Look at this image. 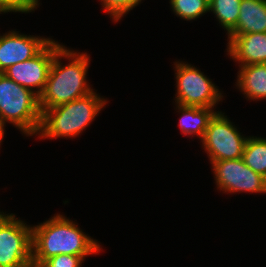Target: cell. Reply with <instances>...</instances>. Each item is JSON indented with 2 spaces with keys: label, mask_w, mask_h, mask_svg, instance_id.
Segmentation results:
<instances>
[{
  "label": "cell",
  "mask_w": 266,
  "mask_h": 267,
  "mask_svg": "<svg viewBox=\"0 0 266 267\" xmlns=\"http://www.w3.org/2000/svg\"><path fill=\"white\" fill-rule=\"evenodd\" d=\"M96 241L80 230L78 224L57 214L32 227V265L39 267L45 260L60 254H97L101 248Z\"/></svg>",
  "instance_id": "1"
},
{
  "label": "cell",
  "mask_w": 266,
  "mask_h": 267,
  "mask_svg": "<svg viewBox=\"0 0 266 267\" xmlns=\"http://www.w3.org/2000/svg\"><path fill=\"white\" fill-rule=\"evenodd\" d=\"M61 58H67L68 65H62ZM89 62L86 53H77L64 45L55 53L44 90L39 95L41 113L93 92L86 81Z\"/></svg>",
  "instance_id": "2"
},
{
  "label": "cell",
  "mask_w": 266,
  "mask_h": 267,
  "mask_svg": "<svg viewBox=\"0 0 266 267\" xmlns=\"http://www.w3.org/2000/svg\"><path fill=\"white\" fill-rule=\"evenodd\" d=\"M106 100L94 91L41 113L39 138L75 137L95 120Z\"/></svg>",
  "instance_id": "3"
},
{
  "label": "cell",
  "mask_w": 266,
  "mask_h": 267,
  "mask_svg": "<svg viewBox=\"0 0 266 267\" xmlns=\"http://www.w3.org/2000/svg\"><path fill=\"white\" fill-rule=\"evenodd\" d=\"M5 122L32 136L39 131L41 110L35 92L0 73V127L3 130Z\"/></svg>",
  "instance_id": "4"
},
{
  "label": "cell",
  "mask_w": 266,
  "mask_h": 267,
  "mask_svg": "<svg viewBox=\"0 0 266 267\" xmlns=\"http://www.w3.org/2000/svg\"><path fill=\"white\" fill-rule=\"evenodd\" d=\"M0 267H33L32 226L13 213L0 212Z\"/></svg>",
  "instance_id": "5"
},
{
  "label": "cell",
  "mask_w": 266,
  "mask_h": 267,
  "mask_svg": "<svg viewBox=\"0 0 266 267\" xmlns=\"http://www.w3.org/2000/svg\"><path fill=\"white\" fill-rule=\"evenodd\" d=\"M175 102L181 106L214 108L223 96L212 81L199 69L184 62H176ZM217 103V104H216Z\"/></svg>",
  "instance_id": "6"
},
{
  "label": "cell",
  "mask_w": 266,
  "mask_h": 267,
  "mask_svg": "<svg viewBox=\"0 0 266 267\" xmlns=\"http://www.w3.org/2000/svg\"><path fill=\"white\" fill-rule=\"evenodd\" d=\"M247 138L218 111L210 120L201 142L210 162H216L242 158Z\"/></svg>",
  "instance_id": "7"
},
{
  "label": "cell",
  "mask_w": 266,
  "mask_h": 267,
  "mask_svg": "<svg viewBox=\"0 0 266 267\" xmlns=\"http://www.w3.org/2000/svg\"><path fill=\"white\" fill-rule=\"evenodd\" d=\"M210 163L220 191L266 193V178L250 169L242 158Z\"/></svg>",
  "instance_id": "8"
},
{
  "label": "cell",
  "mask_w": 266,
  "mask_h": 267,
  "mask_svg": "<svg viewBox=\"0 0 266 267\" xmlns=\"http://www.w3.org/2000/svg\"><path fill=\"white\" fill-rule=\"evenodd\" d=\"M62 46L51 40L33 58L11 65L3 74L39 96L44 90L54 55Z\"/></svg>",
  "instance_id": "9"
},
{
  "label": "cell",
  "mask_w": 266,
  "mask_h": 267,
  "mask_svg": "<svg viewBox=\"0 0 266 267\" xmlns=\"http://www.w3.org/2000/svg\"><path fill=\"white\" fill-rule=\"evenodd\" d=\"M52 39L10 31L0 36V73L37 55Z\"/></svg>",
  "instance_id": "10"
},
{
  "label": "cell",
  "mask_w": 266,
  "mask_h": 267,
  "mask_svg": "<svg viewBox=\"0 0 266 267\" xmlns=\"http://www.w3.org/2000/svg\"><path fill=\"white\" fill-rule=\"evenodd\" d=\"M228 55L240 66L266 64V32L228 35Z\"/></svg>",
  "instance_id": "11"
},
{
  "label": "cell",
  "mask_w": 266,
  "mask_h": 267,
  "mask_svg": "<svg viewBox=\"0 0 266 267\" xmlns=\"http://www.w3.org/2000/svg\"><path fill=\"white\" fill-rule=\"evenodd\" d=\"M266 32V0H242L237 25L227 35Z\"/></svg>",
  "instance_id": "12"
},
{
  "label": "cell",
  "mask_w": 266,
  "mask_h": 267,
  "mask_svg": "<svg viewBox=\"0 0 266 267\" xmlns=\"http://www.w3.org/2000/svg\"><path fill=\"white\" fill-rule=\"evenodd\" d=\"M237 87L251 100L266 99V64L239 66Z\"/></svg>",
  "instance_id": "13"
},
{
  "label": "cell",
  "mask_w": 266,
  "mask_h": 267,
  "mask_svg": "<svg viewBox=\"0 0 266 267\" xmlns=\"http://www.w3.org/2000/svg\"><path fill=\"white\" fill-rule=\"evenodd\" d=\"M177 107L178 112L182 113L179 120L182 133L194 136L196 134L202 140L210 120L217 111L212 110L213 108L181 106L178 104Z\"/></svg>",
  "instance_id": "14"
},
{
  "label": "cell",
  "mask_w": 266,
  "mask_h": 267,
  "mask_svg": "<svg viewBox=\"0 0 266 267\" xmlns=\"http://www.w3.org/2000/svg\"><path fill=\"white\" fill-rule=\"evenodd\" d=\"M242 159L255 173L266 178V139L249 136L244 146Z\"/></svg>",
  "instance_id": "15"
},
{
  "label": "cell",
  "mask_w": 266,
  "mask_h": 267,
  "mask_svg": "<svg viewBox=\"0 0 266 267\" xmlns=\"http://www.w3.org/2000/svg\"><path fill=\"white\" fill-rule=\"evenodd\" d=\"M242 0H211L209 11L213 12L222 28L229 33L238 22Z\"/></svg>",
  "instance_id": "16"
},
{
  "label": "cell",
  "mask_w": 266,
  "mask_h": 267,
  "mask_svg": "<svg viewBox=\"0 0 266 267\" xmlns=\"http://www.w3.org/2000/svg\"><path fill=\"white\" fill-rule=\"evenodd\" d=\"M173 12L188 21L199 18L209 12L208 0H170Z\"/></svg>",
  "instance_id": "17"
},
{
  "label": "cell",
  "mask_w": 266,
  "mask_h": 267,
  "mask_svg": "<svg viewBox=\"0 0 266 267\" xmlns=\"http://www.w3.org/2000/svg\"><path fill=\"white\" fill-rule=\"evenodd\" d=\"M142 0H101L105 12L110 14L115 22L137 6Z\"/></svg>",
  "instance_id": "18"
},
{
  "label": "cell",
  "mask_w": 266,
  "mask_h": 267,
  "mask_svg": "<svg viewBox=\"0 0 266 267\" xmlns=\"http://www.w3.org/2000/svg\"><path fill=\"white\" fill-rule=\"evenodd\" d=\"M85 256L60 254L45 260L39 267H81Z\"/></svg>",
  "instance_id": "19"
},
{
  "label": "cell",
  "mask_w": 266,
  "mask_h": 267,
  "mask_svg": "<svg viewBox=\"0 0 266 267\" xmlns=\"http://www.w3.org/2000/svg\"><path fill=\"white\" fill-rule=\"evenodd\" d=\"M32 11H34V0H7V13H29Z\"/></svg>",
  "instance_id": "20"
},
{
  "label": "cell",
  "mask_w": 266,
  "mask_h": 267,
  "mask_svg": "<svg viewBox=\"0 0 266 267\" xmlns=\"http://www.w3.org/2000/svg\"><path fill=\"white\" fill-rule=\"evenodd\" d=\"M7 13V0H0V13Z\"/></svg>",
  "instance_id": "21"
},
{
  "label": "cell",
  "mask_w": 266,
  "mask_h": 267,
  "mask_svg": "<svg viewBox=\"0 0 266 267\" xmlns=\"http://www.w3.org/2000/svg\"><path fill=\"white\" fill-rule=\"evenodd\" d=\"M4 137V130L0 127V143L2 142ZM1 145V144H0Z\"/></svg>",
  "instance_id": "22"
},
{
  "label": "cell",
  "mask_w": 266,
  "mask_h": 267,
  "mask_svg": "<svg viewBox=\"0 0 266 267\" xmlns=\"http://www.w3.org/2000/svg\"><path fill=\"white\" fill-rule=\"evenodd\" d=\"M38 2H39L38 0H34V9H36L37 6L40 4V3H38Z\"/></svg>",
  "instance_id": "23"
}]
</instances>
